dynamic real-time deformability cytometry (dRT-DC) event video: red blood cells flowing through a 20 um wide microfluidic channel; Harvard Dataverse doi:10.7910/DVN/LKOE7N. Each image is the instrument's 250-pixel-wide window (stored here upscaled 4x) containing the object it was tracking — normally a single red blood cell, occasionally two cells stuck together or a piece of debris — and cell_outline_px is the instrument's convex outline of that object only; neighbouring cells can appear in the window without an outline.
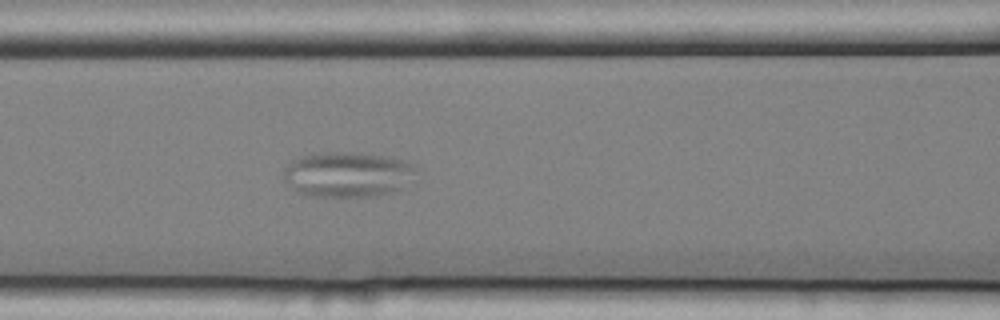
{"species": "common noctule bat (a hibernating species)", "species_latin": "Nyctalus noctula", "temperature_condition": "cold", "stored_images_in_passage": 7, "camera_frame_rate_fps": 3000, "um_per_image_px": 0.085, "animal": {"sex": "female", "body_mass_g": 25.1}, "frame": {"image": 1, "passage_image": 7, "time_ms": 2.0, "image_size_px": [1000, 320], "cell_outline_px": [[416, 164], [400, 188], [392, 192], [376, 196], [304, 196], [296, 192], [284, 180], [284, 168], [292, 160], [304, 156], [324, 152], [360, 152], [384, 156]], "centroid_in_image_um": [29.43, 14.82], "position_along_channel_um": 137.2, "area_um2": 34.39}}